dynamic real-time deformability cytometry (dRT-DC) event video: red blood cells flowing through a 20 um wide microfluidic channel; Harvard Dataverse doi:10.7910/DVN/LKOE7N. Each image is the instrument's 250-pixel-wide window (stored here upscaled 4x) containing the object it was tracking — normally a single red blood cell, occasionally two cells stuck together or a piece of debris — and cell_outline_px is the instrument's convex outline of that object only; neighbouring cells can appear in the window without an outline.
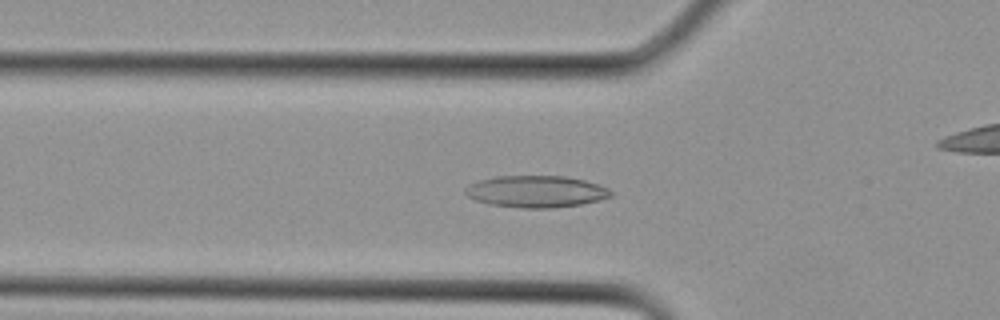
{"species": "Egyptian fruit bat (a non-hibernating species)", "species_latin": "Rousettus aegyptiacus", "temperature_condition": "cold", "stored_images_in_passage": 22, "camera_frame_rate_fps": 3000, "um_per_image_px": 0.085, "animal": {"sex": "female"}, "frame": {"image": 1, "passage_image": 5, "time_ms": 1.333, "image_size_px": [1000, 320], "cell_outline_px": [[616, 192], [612, 196], [600, 200], [580, 204], [552, 208], [520, 208], [488, 204], [476, 200], [468, 196], [464, 192], [464, 188], [468, 184], [480, 180], [496, 176], [564, 176], [584, 180], [608, 188]], "centroid_in_image_um": [45.57, 16.28], "position_along_channel_um": 80.2, "area_um2": 27.11}}
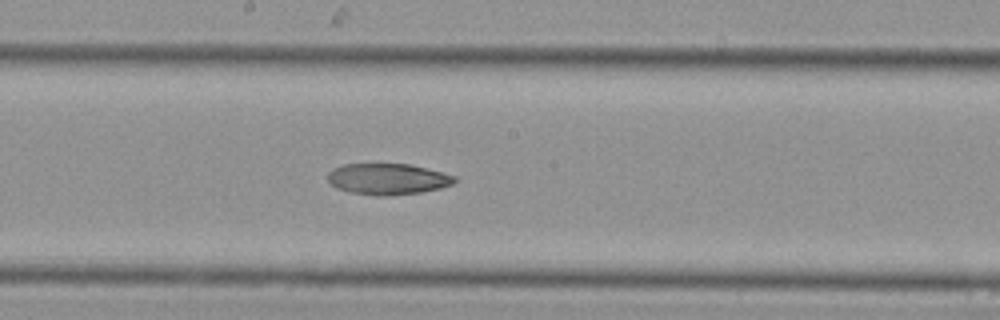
{"frame": {"image": 2, "passage_image": 11, "time_ms": 3.333, "image_size_px": [1000, 320], "cell_outline_px": [[456, 180], [452, 184], [440, 188], [420, 192], [388, 196], [376, 196], [348, 192], [336, 188], [328, 180], [328, 172], [344, 164], [408, 164], [456, 176]], "centroid_in_image_um": [32.93, 15.23], "position_along_channel_um": 215.3, "area_um2": 22.83}}
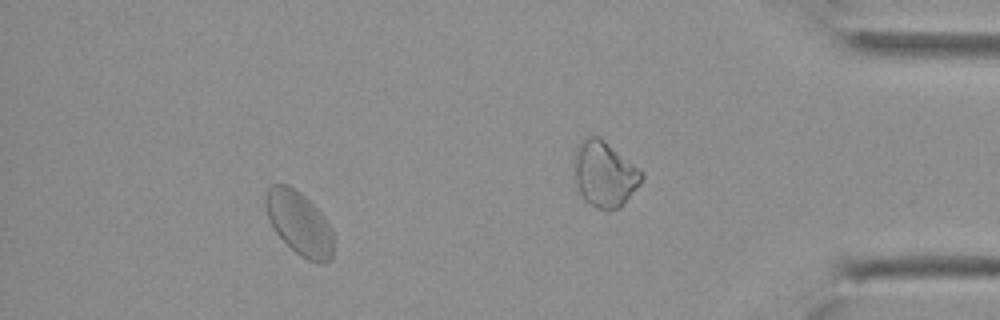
{"frame": {"image": 3, "passage_image": 19, "time_ms": 6.0, "image_size_px": [1000, 320], "cell_outline_px": [[332, 256], [328, 260], [320, 264], [308, 260], [300, 256], [272, 228], [264, 204], [264, 196], [268, 188], [272, 184], [288, 184], [300, 192], [324, 216], [332, 228]], "centroid_in_image_um": [25.41, 18.95], "position_along_channel_um": 409.8, "area_um2": 24.97}}